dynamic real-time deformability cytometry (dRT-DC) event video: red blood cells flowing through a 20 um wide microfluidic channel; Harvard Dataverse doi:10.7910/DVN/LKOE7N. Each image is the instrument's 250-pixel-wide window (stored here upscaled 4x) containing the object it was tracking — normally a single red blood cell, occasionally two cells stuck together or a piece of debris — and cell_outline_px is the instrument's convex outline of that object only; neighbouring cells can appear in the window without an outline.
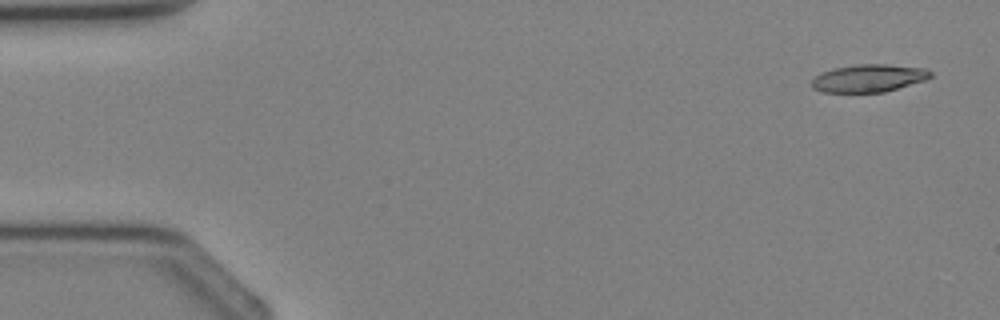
{"species": "Egyptian fruit bat (a non-hibernating species)", "species_latin": "Rousettus aegyptiacus", "temperature_condition": "cold", "stored_images_in_passage": 3, "camera_frame_rate_fps": 3000, "um_per_image_px": 0.085, "animal": {"sex": "female"}, "frame": {"image": 1, "passage_image": 1, "time_ms": 0.0, "image_size_px": [1000, 320], "cell_outline_px": [[932, 76], [924, 80], [884, 92], [824, 92], [812, 88], [812, 80], [820, 72], [832, 68], [856, 64], [888, 64], [924, 68], [932, 72]], "centroid_in_image_um": [73.81, 6.63], "position_along_channel_um": 11.2, "area_um2": 19.13}}
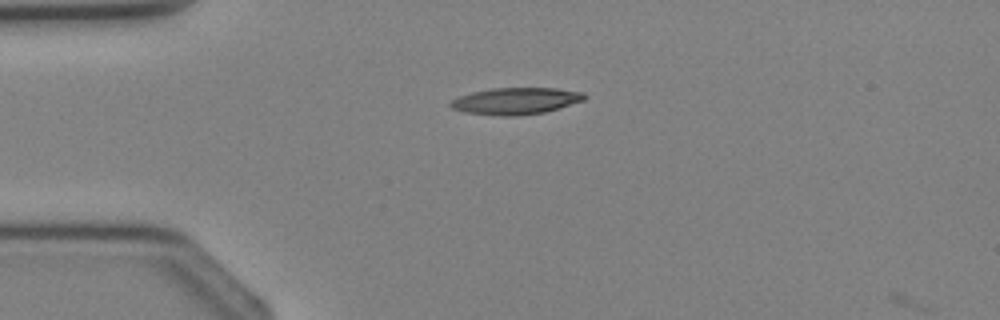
{"frame": {"image": 2, "passage_image": 3, "time_ms": 2.333, "image_size_px": [1000, 320], "cell_outline_px": [[588, 96], [584, 100], [544, 112], [516, 116], [504, 116], [464, 112], [452, 108], [448, 104], [452, 100], [460, 96], [472, 92], [492, 88], [556, 88], [584, 92]], "centroid_in_image_um": [43.85, 8.57], "position_along_channel_um": 41.2, "area_um2": 20.75}}